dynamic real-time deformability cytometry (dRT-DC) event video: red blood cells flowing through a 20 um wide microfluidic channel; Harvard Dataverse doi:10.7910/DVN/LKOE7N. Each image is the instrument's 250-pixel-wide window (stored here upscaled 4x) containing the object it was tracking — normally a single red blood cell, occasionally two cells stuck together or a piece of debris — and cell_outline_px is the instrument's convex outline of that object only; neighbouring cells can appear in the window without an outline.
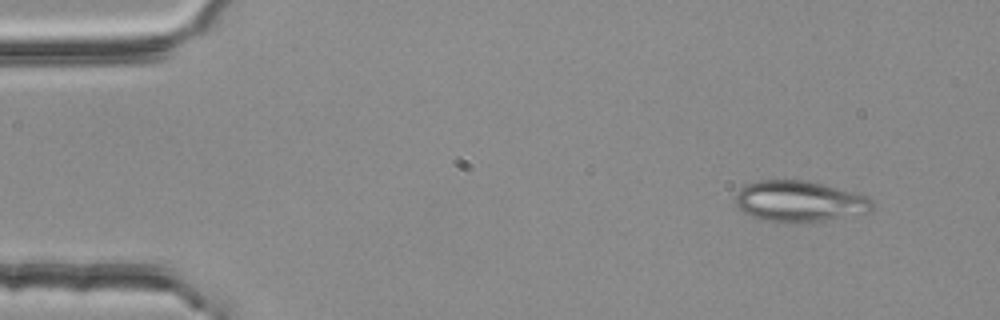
{"species": "common noctule bat (a hibernating species)", "species_latin": "Nyctalus noctula", "temperature_condition": "room temperature", "stored_images_in_passage": 4, "camera_frame_rate_fps": 3000, "um_per_image_px": 0.085, "animal": {"sex": "female", "body_mass_g": 25.1}, "frame": {"image": 1, "passage_image": 1, "time_ms": 0.0, "image_size_px": [1000, 320], "cell_outline_px": [[872, 212], [824, 220], [764, 220], [752, 216], [744, 212], [736, 204], [736, 196], [740, 188], [756, 180], [804, 180], [868, 196], [872, 200]], "centroid_in_image_um": [67.96, 17.08], "position_along_channel_um": 17.0, "area_um2": 31.67}}